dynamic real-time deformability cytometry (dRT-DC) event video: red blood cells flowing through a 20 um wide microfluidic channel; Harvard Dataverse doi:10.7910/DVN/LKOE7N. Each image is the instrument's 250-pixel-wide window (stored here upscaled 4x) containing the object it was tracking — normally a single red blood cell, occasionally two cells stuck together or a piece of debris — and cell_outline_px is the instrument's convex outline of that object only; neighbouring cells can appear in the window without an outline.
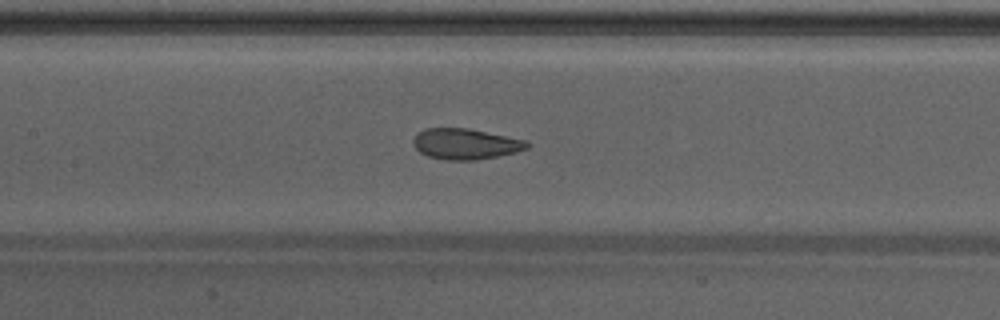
{"species": "Egyptian fruit bat (a non-hibernating species)", "species_latin": "Rousettus aegyptiacus", "temperature_condition": "warm", "stored_images_in_passage": 36, "camera_frame_rate_fps": 3000, "um_per_image_px": 0.085, "animal": {"sex": "male"}, "frame": {"image": 1, "passage_image": 11, "time_ms": 3.333, "image_size_px": [1000, 320], "cell_outline_px": [[528, 148], [516, 152], [476, 160], [448, 160], [428, 156], [420, 152], [412, 144], [412, 140], [416, 132], [424, 128], [468, 128], [528, 140]], "centroid_in_image_um": [39.54, 12.22], "position_along_channel_um": 167.9, "area_um2": 20.52}, "authors_computed_cell_mechanics": {"area_um2": 21.0103, "velocity_mm_per_s": 4.2631, "shape_relaxation_time_tau1_ms": 4.3205, "shape_relaxation_time_tau2_ms": 1.0027, "deformation_change_tau1": 0.1567, "deformation_change_tau2": 0.072}}